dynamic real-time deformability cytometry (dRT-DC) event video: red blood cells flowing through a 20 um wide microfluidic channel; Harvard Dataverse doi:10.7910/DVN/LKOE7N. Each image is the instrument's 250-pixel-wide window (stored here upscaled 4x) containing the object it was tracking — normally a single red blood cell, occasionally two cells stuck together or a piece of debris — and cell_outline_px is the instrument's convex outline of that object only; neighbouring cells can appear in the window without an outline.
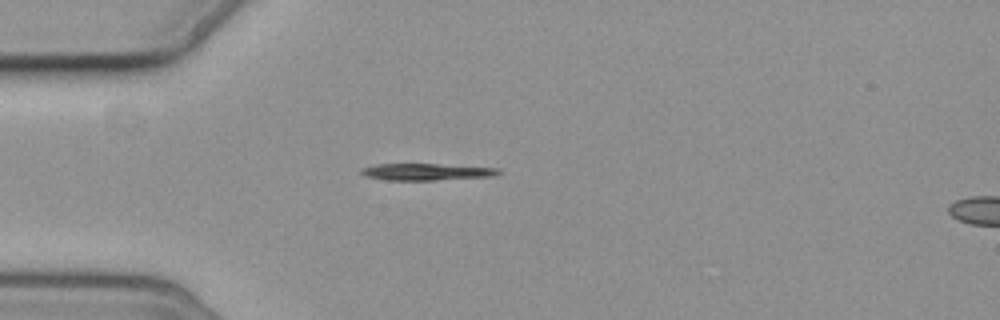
{"species": "common noctule bat (a hibernating species)", "species_latin": "Nyctalus noctula", "temperature_condition": "cold", "stored_images_in_passage": 4, "camera_frame_rate_fps": 3000, "um_per_image_px": 0.085, "animal": {"sex": "female", "body_mass_g": 19.3, "forearm_length_mm": 54.1}, "frame": {"image": 1, "passage_image": 1, "time_ms": 0.0, "image_size_px": [1000, 320], "cell_outline_px": [[500, 172], [492, 176], [436, 180], [388, 180], [364, 176], [360, 172], [360, 168], [376, 164], [440, 164], [500, 168]], "centroid_in_image_um": [36.2, 14.6], "position_along_channel_um": 48.8, "area_um2": 13.41}}
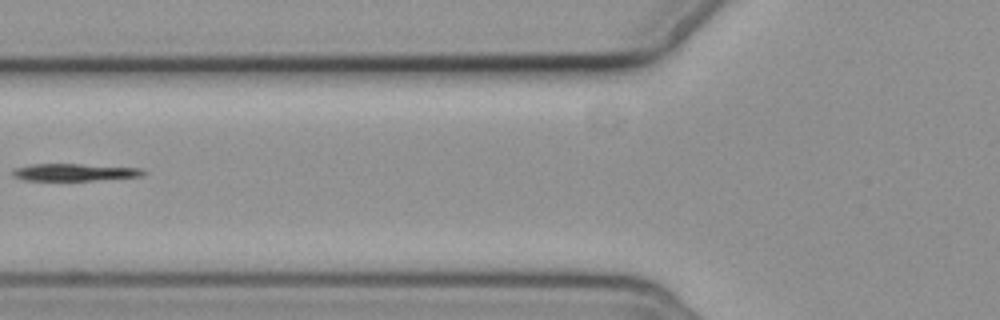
{"frame": {"image": 2, "passage_image": 3, "time_ms": 2.333, "image_size_px": [1000, 320], "cell_outline_px": [[148, 172], [140, 176], [92, 180], [24, 180], [12, 176], [12, 172], [16, 168], [32, 164], [80, 164], [140, 168]], "centroid_in_image_um": [6.31, 14.64], "position_along_channel_um": 119.5, "area_um2": 12.89}}
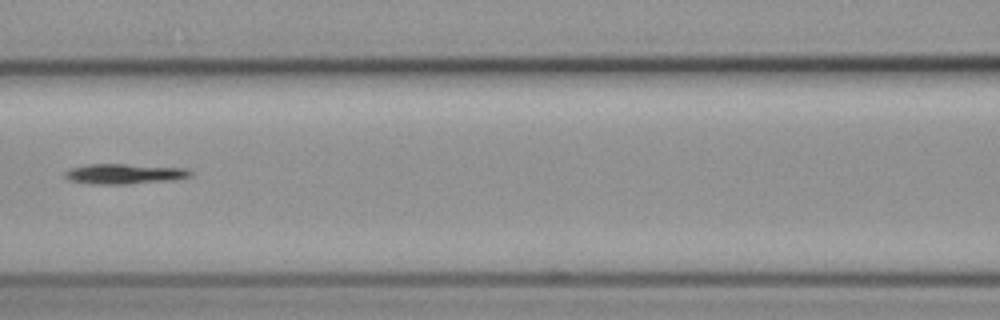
{"frame": {"image": 3, "passage_image": 4, "time_ms": 3.333, "image_size_px": [1000, 320], "cell_outline_px": [[192, 176], [172, 180], [124, 184], [92, 184], [72, 180], [64, 176], [64, 172], [72, 168], [88, 164], [124, 164], [188, 168], [192, 172]], "centroid_in_image_um": [10.61, 14.77], "position_along_channel_um": 156.0, "area_um2": 14.62}}